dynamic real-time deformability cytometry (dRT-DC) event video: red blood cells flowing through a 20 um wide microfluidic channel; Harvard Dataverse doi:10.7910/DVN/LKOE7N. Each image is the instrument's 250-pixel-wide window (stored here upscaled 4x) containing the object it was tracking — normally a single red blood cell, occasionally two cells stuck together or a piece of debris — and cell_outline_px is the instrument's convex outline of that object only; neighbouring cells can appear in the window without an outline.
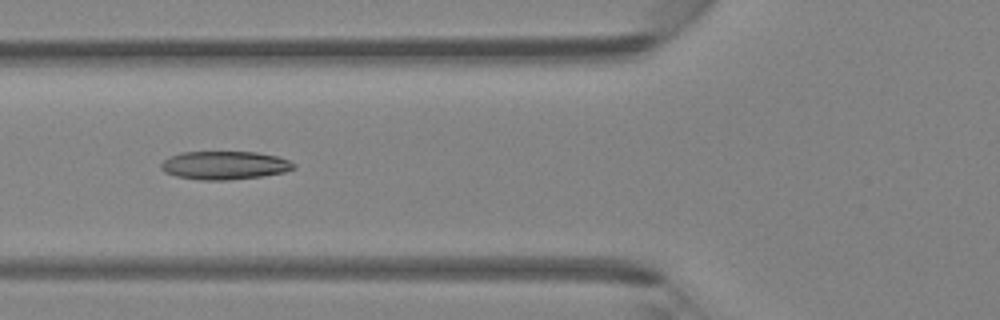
{"species": "Egyptian fruit bat (a non-hibernating species)", "species_latin": "Rousettus aegyptiacus", "temperature_condition": "room temperature", "stored_images_in_passage": 37, "camera_frame_rate_fps": 3000, "um_per_image_px": 0.085, "animal": {"sex": "female"}, "frame": {"image": 1, "passage_image": 12, "time_ms": 3.667, "image_size_px": [1000, 320], "cell_outline_px": [[296, 168], [284, 172], [264, 176], [228, 180], [204, 180], [176, 176], [164, 172], [160, 168], [160, 164], [164, 160], [172, 156], [184, 152], [256, 152], [276, 156], [288, 160], [296, 164]], "centroid_in_image_um": [19.11, 14.06], "position_along_channel_um": 106.7, "area_um2": 21.85}}
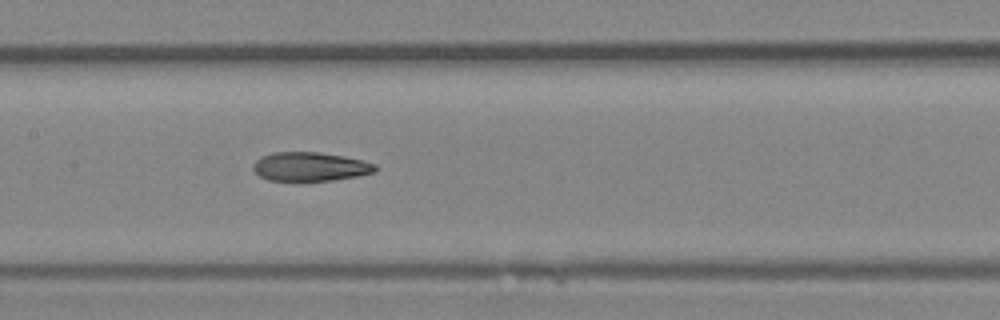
{"frame": {"image": 2, "passage_image": 17, "time_ms": 5.333, "image_size_px": [1000, 320], "cell_outline_px": [[376, 172], [356, 176], [332, 180], [268, 180], [260, 176], [252, 168], [252, 164], [256, 160], [272, 152], [320, 152], [344, 156], [364, 160], [376, 164]], "centroid_in_image_um": [26.38, 14.15], "position_along_channel_um": 181.0, "area_um2": 20.46}}
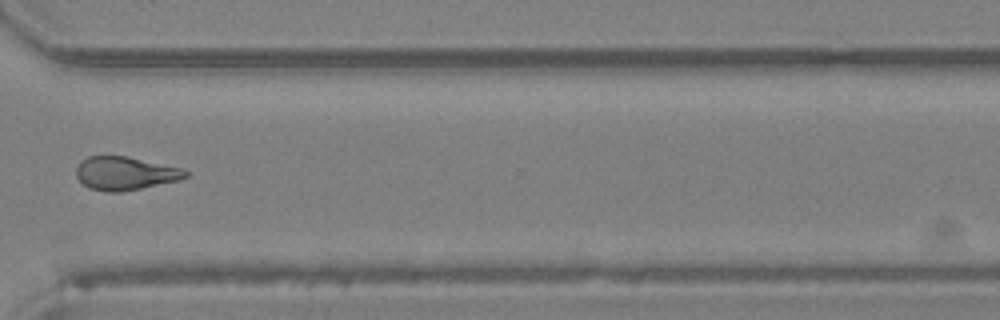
{"frame": {"image": 3, "passage_image": 29, "time_ms": 9.333, "image_size_px": [1000, 320], "cell_outline_px": [[188, 176], [180, 180], [120, 192], [108, 192], [88, 188], [76, 176], [76, 168], [88, 156], [128, 156], [184, 168], [188, 172]], "centroid_in_image_um": [10.68, 14.73], "position_along_channel_um": 359.9, "area_um2": 21.21}}